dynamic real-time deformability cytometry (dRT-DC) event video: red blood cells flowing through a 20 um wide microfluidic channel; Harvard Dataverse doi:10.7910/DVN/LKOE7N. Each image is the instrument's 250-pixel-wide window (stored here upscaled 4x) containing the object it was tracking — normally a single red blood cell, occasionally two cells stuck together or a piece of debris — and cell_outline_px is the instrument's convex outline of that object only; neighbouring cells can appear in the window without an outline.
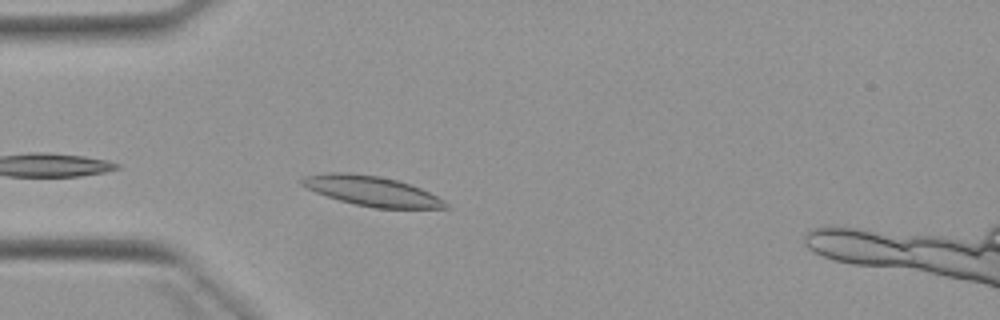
{"species": "Egyptian fruit bat (a non-hibernating species)", "species_latin": "Rousettus aegyptiacus", "temperature_condition": "warm", "stored_images_in_passage": 3, "camera_frame_rate_fps": 3000, "um_per_image_px": 0.085, "animal": {"sex": "female"}, "frame": {"image": 1, "passage_image": 3, "time_ms": 2.333, "image_size_px": [1000, 320], "cell_outline_px": [[452, 208], [372, 208], [340, 200], [316, 192], [300, 184], [300, 180], [304, 176], [328, 172], [348, 172], [380, 176], [396, 180], [420, 188], [444, 200]], "centroid_in_image_um": [31.59, 16.23], "position_along_channel_um": 53.4, "area_um2": 24.8}}